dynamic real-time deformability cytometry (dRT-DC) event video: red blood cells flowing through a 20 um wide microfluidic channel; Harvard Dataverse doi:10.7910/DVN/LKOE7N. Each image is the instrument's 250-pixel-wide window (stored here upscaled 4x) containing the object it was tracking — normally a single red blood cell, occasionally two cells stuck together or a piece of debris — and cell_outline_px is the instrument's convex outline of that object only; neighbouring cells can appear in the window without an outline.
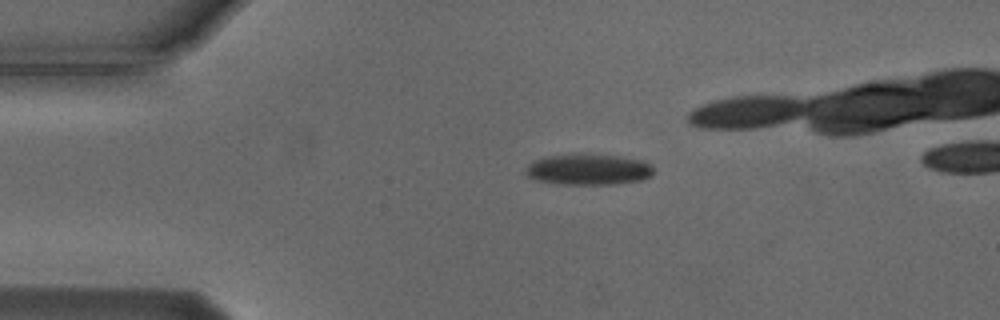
{"species": "Egyptian fruit bat (a non-hibernating species)", "species_latin": "Rousettus aegyptiacus", "temperature_condition": "cold", "stored_images_in_passage": 33, "camera_frame_rate_fps": 3000, "um_per_image_px": 0.085, "animal": {"sex": "male"}, "frame": {"image": 1, "passage_image": 1, "time_ms": 0.0, "image_size_px": [1000, 320], "cell_outline_px": [[652, 176], [644, 180], [616, 184], [560, 184], [536, 180], [528, 176], [524, 172], [528, 164], [544, 156], [580, 152], [616, 156], [644, 160], [652, 164]], "centroid_in_image_um": [50.02, 14.38], "position_along_channel_um": 35.0, "area_um2": 23.64}}
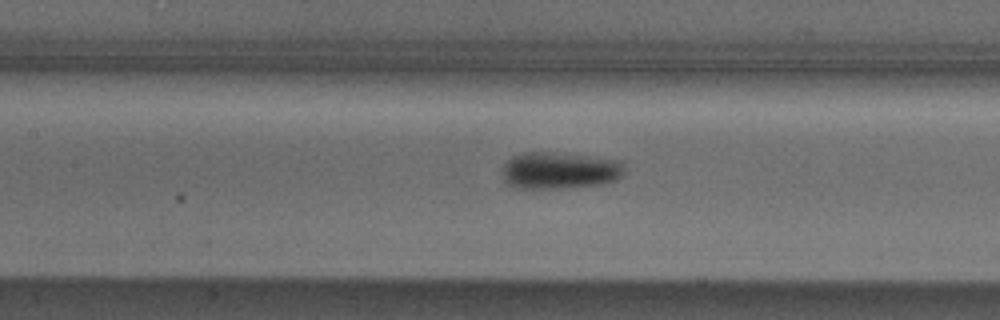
{"frame": {"image": 2, "passage_image": 14, "time_ms": 4.333, "image_size_px": [1000, 320], "cell_outline_px": [[624, 172], [616, 180], [600, 184], [564, 188], [516, 188], [508, 184], [504, 180], [504, 164], [512, 156], [524, 152], [552, 152], [588, 156], [620, 160]], "centroid_in_image_um": [47.55, 14.49], "position_along_channel_um": 159.9, "area_um2": 26.07}}
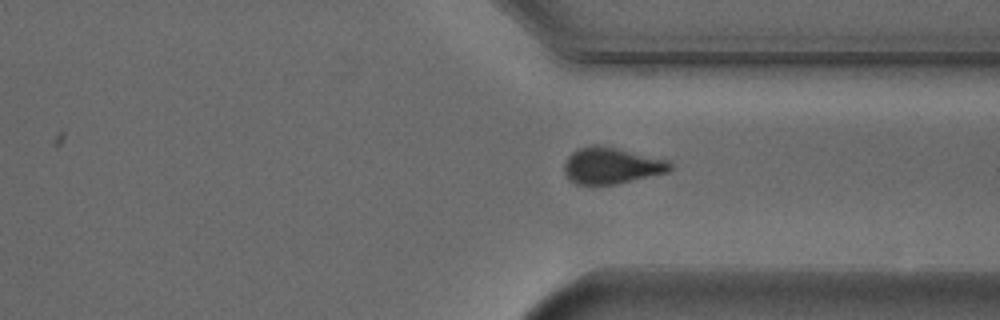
{"frame": {"image": 3, "passage_image": 30, "time_ms": 9.667, "image_size_px": [1000, 320], "cell_outline_px": [[672, 168], [668, 172], [616, 184], [576, 184], [568, 180], [564, 172], [564, 164], [568, 156], [572, 152], [580, 148], [592, 144], [600, 144], [668, 160], [672, 164]], "centroid_in_image_um": [51.95, 14.07], "position_along_channel_um": 359.4, "area_um2": 22.48}}